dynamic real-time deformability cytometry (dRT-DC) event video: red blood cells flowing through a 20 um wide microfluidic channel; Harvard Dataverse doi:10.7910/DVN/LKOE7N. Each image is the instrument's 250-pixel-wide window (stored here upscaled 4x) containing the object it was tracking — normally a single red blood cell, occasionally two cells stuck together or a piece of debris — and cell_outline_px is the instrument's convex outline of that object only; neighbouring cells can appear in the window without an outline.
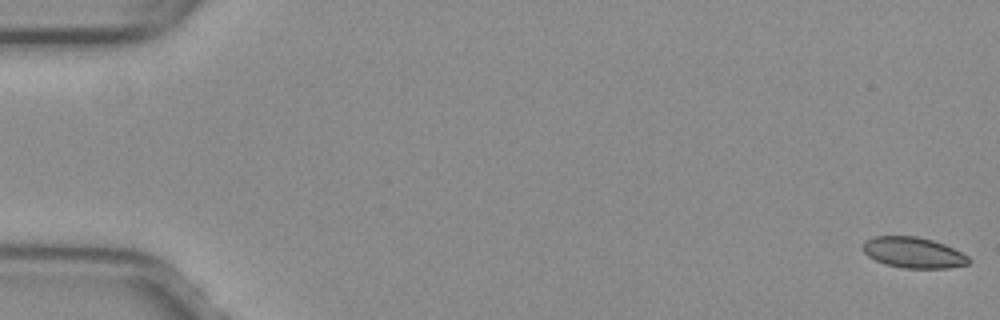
{"species": "common noctule bat (a hibernating species)", "species_latin": "Nyctalus noctula", "temperature_condition": "warm", "stored_images_in_passage": 53, "camera_frame_rate_fps": 3000, "um_per_image_px": 0.085, "animal": {"sex": "female", "body_mass_g": 29.2, "forearm_length_mm": 56.3}, "frame": {"image": 1, "passage_image": 1, "time_ms": 0.0, "image_size_px": [1000, 320], "cell_outline_px": [[972, 260], [968, 264], [948, 268], [904, 268], [884, 264], [868, 256], [860, 248], [864, 240], [872, 236], [916, 236], [932, 240], [944, 244], [968, 256]], "centroid_in_image_um": [77.59, 21.46], "position_along_channel_um": 7.4, "area_um2": 19.13}}
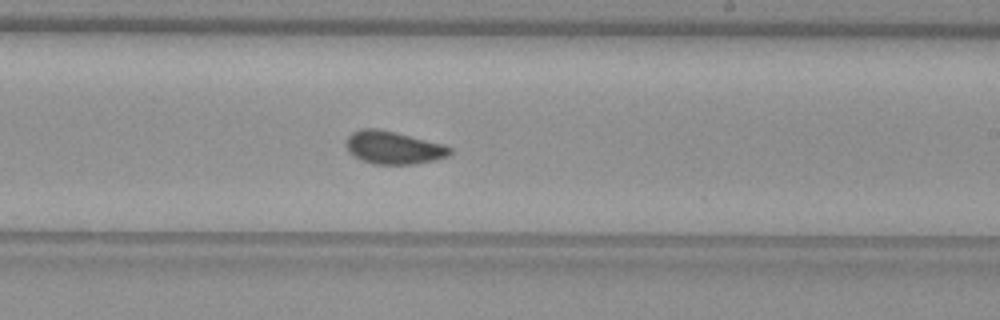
{"frame": {"image": 2, "passage_image": 32, "time_ms": 10.333, "image_size_px": [1000, 320], "cell_outline_px": [[452, 152], [448, 156], [436, 160], [412, 164], [372, 164], [360, 160], [348, 152], [344, 144], [348, 136], [352, 132], [360, 128], [376, 128], [396, 132], [444, 144], [452, 148]], "centroid_in_image_um": [33.41, 12.54], "position_along_channel_um": 255.6, "area_um2": 20.17}}
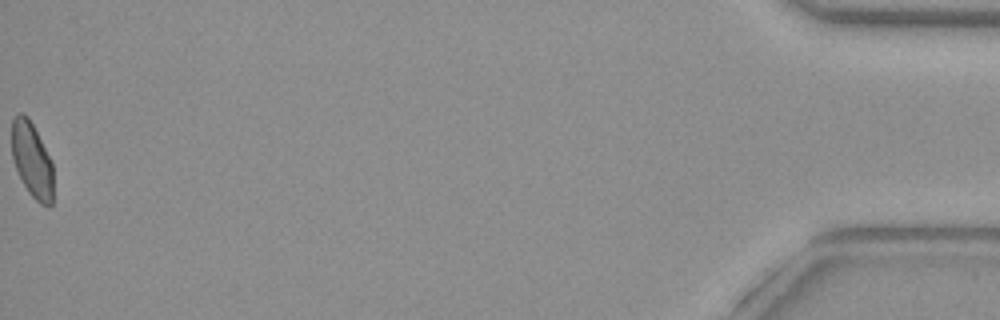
{"frame": {"image": 3, "passage_image": 53, "time_ms": 17.333, "image_size_px": [1000, 320], "cell_outline_px": [[52, 204], [48, 208], [40, 204], [28, 192], [12, 160], [12, 116], [20, 112], [24, 112], [28, 116], [52, 164]], "centroid_in_image_um": [2.69, 13.59], "position_along_channel_um": 432.5, "area_um2": 17.98}, "authors_computed_cell_mechanics": {"area_um2": 19.3052, "velocity_mm_per_s": 4.0116, "shape_relaxation_time_tau1_ms": null, "shape_relaxation_time_tau2_ms": 0.9502, "deformation_change_tau1": null, "deformation_change_tau2": 0.0501}}